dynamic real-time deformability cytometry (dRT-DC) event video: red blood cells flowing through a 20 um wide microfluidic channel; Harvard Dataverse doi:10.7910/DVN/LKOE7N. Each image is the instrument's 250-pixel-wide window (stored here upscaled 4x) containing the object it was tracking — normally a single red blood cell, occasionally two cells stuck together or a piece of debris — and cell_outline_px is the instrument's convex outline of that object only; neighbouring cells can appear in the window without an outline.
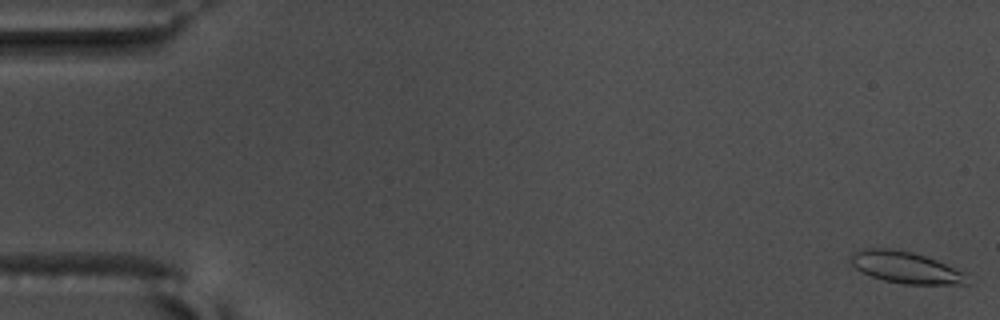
{"species": "common noctule bat (a hibernating species)", "species_latin": "Nyctalus noctula", "temperature_condition": "warm", "stored_images_in_passage": 57, "camera_frame_rate_fps": 3000, "um_per_image_px": 0.085, "animal": {"sex": "male", "body_mass_g": 17.5, "forearm_length_mm": 52.3}, "frame": {"image": 1, "passage_image": 1, "time_ms": 0.0, "image_size_px": [1000, 320], "cell_outline_px": [[972, 284], [904, 284], [884, 280], [872, 276], [856, 268], [848, 260], [852, 252], [860, 248], [892, 248], [912, 252], [936, 260], [964, 272]], "centroid_in_image_um": [76.96, 22.72], "position_along_channel_um": 8.0, "area_um2": 21.5}}
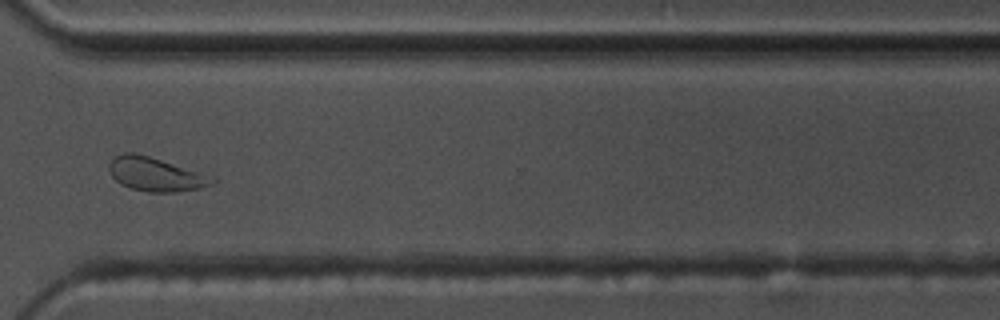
{"frame": {"image": 2, "passage_image": 43, "time_ms": 14.0, "image_size_px": [1000, 320], "cell_outline_px": [[216, 180], [212, 184], [200, 188], [176, 192], [148, 192], [132, 188], [120, 184], [112, 176], [108, 168], [108, 164], [116, 156], [124, 152], [136, 152], [216, 176]], "centroid_in_image_um": [13.26, 14.81], "position_along_channel_um": 357.3, "area_um2": 20.52}}
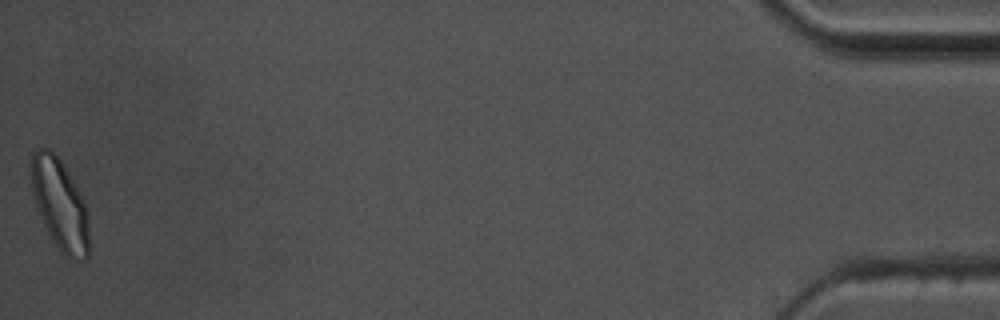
{"frame": {"image": 3, "passage_image": 57, "time_ms": 18.667, "image_size_px": [1000, 320], "cell_outline_px": [[88, 256], [84, 260], [72, 260], [64, 256], [60, 252], [52, 240], [36, 208], [32, 196], [28, 172], [28, 164], [32, 152], [36, 148], [48, 148], [60, 160], [80, 192], [84, 200], [88, 212]], "centroid_in_image_um": [5.03, 17.35], "position_along_channel_um": 430.2, "area_um2": 31.39}, "authors_computed_cell_mechanics": {"area_um2": 20.1722, "velocity_mm_per_s": 3.6341, "shape_relaxation_time_tau1_ms": 5.6252, "shape_relaxation_time_tau2_ms": 1.6472, "deformation_change_tau1": 0.1477, "deformation_change_tau2": 0.0739}}